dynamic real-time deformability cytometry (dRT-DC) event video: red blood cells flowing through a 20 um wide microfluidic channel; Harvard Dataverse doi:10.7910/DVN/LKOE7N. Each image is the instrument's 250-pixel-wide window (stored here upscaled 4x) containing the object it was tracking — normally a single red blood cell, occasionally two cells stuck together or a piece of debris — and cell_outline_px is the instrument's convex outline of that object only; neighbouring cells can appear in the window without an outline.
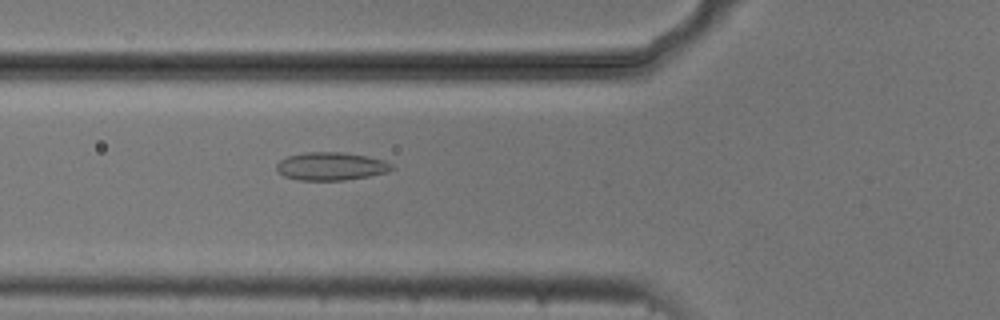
{"species": "common noctule bat (a hibernating species)", "species_latin": "Nyctalus noctula", "temperature_condition": "cold", "stored_images_in_passage": 30, "camera_frame_rate_fps": 3000, "um_per_image_px": 0.085, "animal": {"sex": "male", "body_mass_g": 20.5, "forearm_length_mm": 52.5}, "frame": {"image": 1, "passage_image": 20, "time_ms": 6.333, "image_size_px": [1000, 320], "cell_outline_px": [[396, 168], [388, 172], [368, 176], [344, 180], [296, 180], [284, 176], [276, 168], [276, 164], [280, 160], [288, 156], [304, 152], [340, 152], [368, 156], [384, 160], [392, 164]], "centroid_in_image_um": [28.15, 14.13], "position_along_channel_um": 97.6, "area_um2": 18.9}}
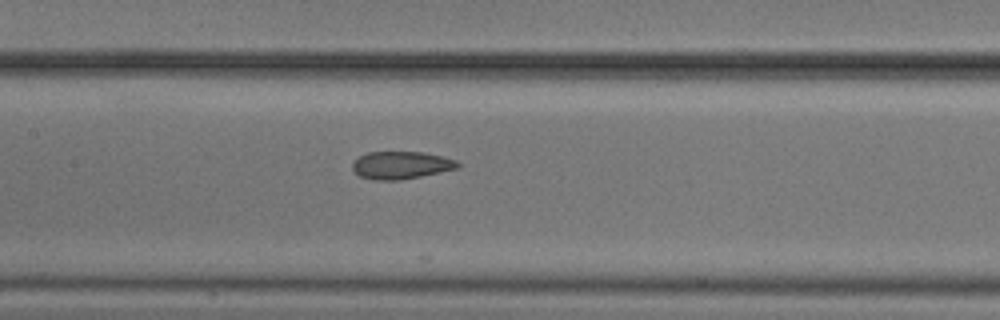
{"frame": {"image": 2, "passage_image": 26, "time_ms": 8.333, "image_size_px": [1000, 320], "cell_outline_px": [[460, 168], [400, 180], [376, 180], [360, 176], [352, 168], [352, 164], [360, 156], [368, 152], [424, 152], [444, 156], [456, 160], [460, 164]], "centroid_in_image_um": [34.13, 14.03], "position_along_channel_um": 173.3, "area_um2": 16.88}}
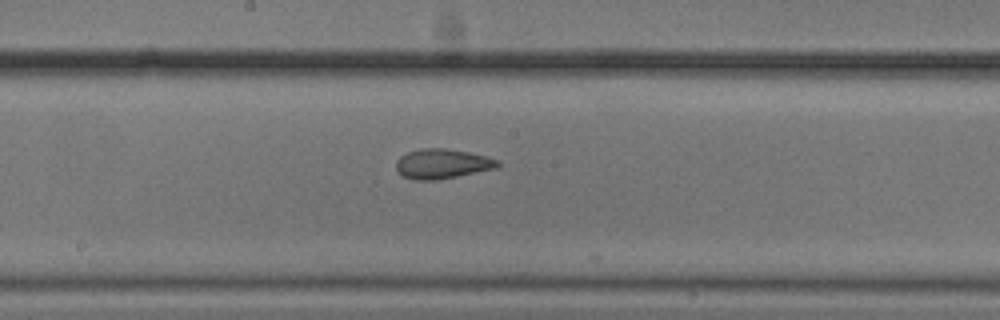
{"frame": {"image": 3, "passage_image": 29, "time_ms": 9.333, "image_size_px": [1000, 320], "cell_outline_px": [[500, 164], [496, 168], [436, 180], [416, 180], [404, 176], [396, 172], [396, 160], [400, 156], [408, 152], [420, 148], [444, 148], [468, 152], [500, 160]], "centroid_in_image_um": [37.55, 13.92], "position_along_channel_um": 210.6, "area_um2": 17.51}}